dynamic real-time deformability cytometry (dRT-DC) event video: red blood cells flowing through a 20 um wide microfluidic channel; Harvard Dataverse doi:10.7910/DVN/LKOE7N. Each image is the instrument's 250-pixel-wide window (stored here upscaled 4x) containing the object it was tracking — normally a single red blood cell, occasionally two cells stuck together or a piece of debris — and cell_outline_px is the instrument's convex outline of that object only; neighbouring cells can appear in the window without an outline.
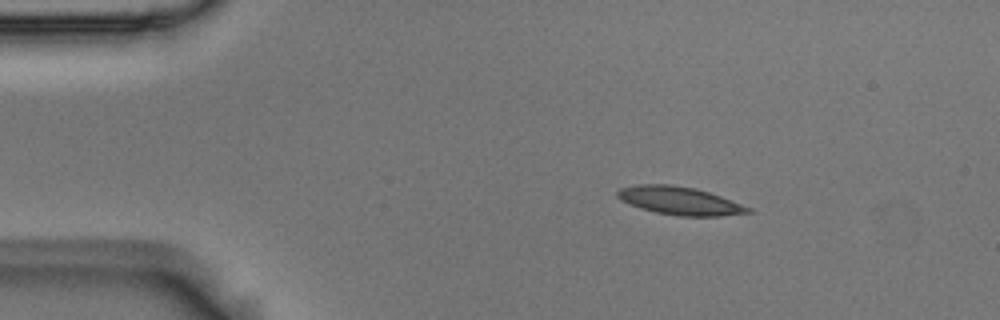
{"species": "Egyptian fruit bat (a non-hibernating species)", "species_latin": "Rousettus aegyptiacus", "temperature_condition": "room temperature", "stored_images_in_passage": 5, "segment_of_instrument_passage": [1, 2], "camera_frame_rate_fps": 3000, "um_per_image_px": 0.085, "animal": {"sex": "male"}, "frame": {"image": 1, "passage_image": 2, "time_ms": 0.333, "image_size_px": [1000, 320], "cell_outline_px": [[752, 212], [720, 216], [680, 216], [656, 212], [640, 208], [620, 200], [616, 196], [616, 192], [620, 188], [636, 184], [672, 184], [696, 188], [720, 196], [752, 208]], "centroid_in_image_um": [57.74, 17.05], "position_along_channel_um": 27.3, "area_um2": 21.39}}